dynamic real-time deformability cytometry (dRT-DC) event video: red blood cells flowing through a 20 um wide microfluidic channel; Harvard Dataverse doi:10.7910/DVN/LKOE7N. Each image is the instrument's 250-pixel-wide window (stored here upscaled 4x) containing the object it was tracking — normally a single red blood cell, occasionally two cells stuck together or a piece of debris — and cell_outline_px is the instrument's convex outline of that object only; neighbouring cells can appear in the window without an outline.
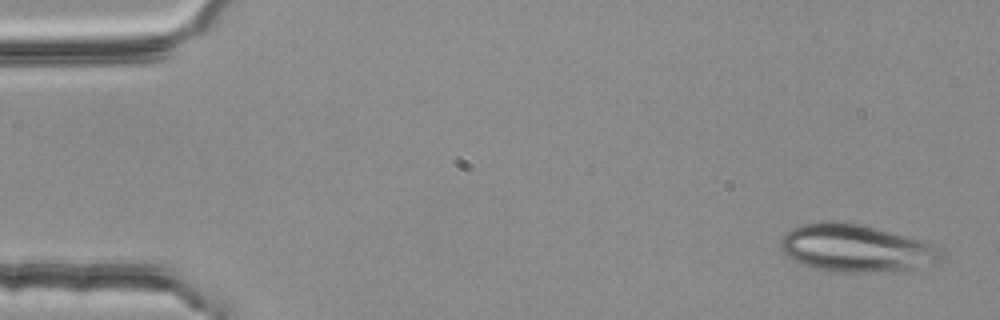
{"species": "common noctule bat (a hibernating species)", "species_latin": "Nyctalus noctula", "temperature_condition": "room temperature", "stored_images_in_passage": 5, "camera_frame_rate_fps": 3000, "um_per_image_px": 0.085, "animal": {"sex": "female", "body_mass_g": 25.1}, "frame": {"image": 1, "passage_image": 1, "time_ms": 0.0, "image_size_px": [1000, 320], "cell_outline_px": [[948, 256], [940, 264], [912, 272], [840, 272], [816, 268], [792, 260], [780, 248], [780, 240], [792, 228], [804, 224], [820, 220], [840, 220], [860, 224], [876, 228], [920, 240], [944, 248]], "centroid_in_image_um": [72.94, 21.12], "position_along_channel_um": 12.1, "area_um2": 45.84}}